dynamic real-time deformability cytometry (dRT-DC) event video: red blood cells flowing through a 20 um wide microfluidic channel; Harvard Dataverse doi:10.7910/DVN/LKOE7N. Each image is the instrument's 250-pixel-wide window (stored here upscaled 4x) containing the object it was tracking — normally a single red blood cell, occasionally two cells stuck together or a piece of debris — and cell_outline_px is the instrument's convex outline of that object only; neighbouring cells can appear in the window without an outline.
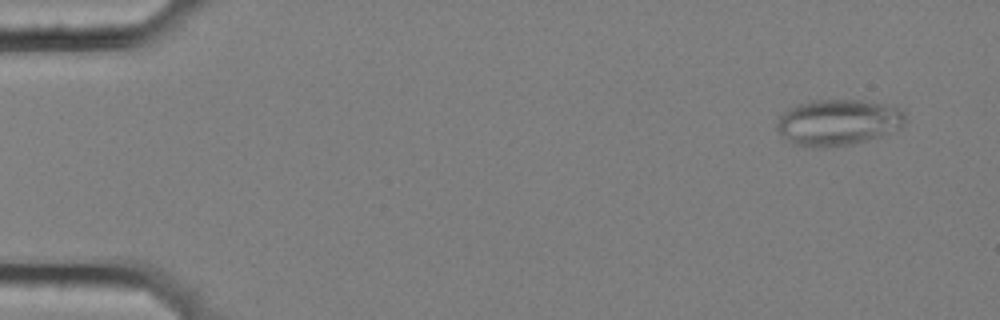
{"species": "common noctule bat (a hibernating species)", "species_latin": "Nyctalus noctula", "temperature_condition": "cold", "stored_images_in_passage": 58, "camera_frame_rate_fps": 3000, "um_per_image_px": 0.085, "animal": {"sex": "female", "body_mass_g": 25.1}, "frame": {"image": 1, "passage_image": 4, "time_ms": 1.0, "image_size_px": [1000, 320], "cell_outline_px": [[904, 124], [900, 128], [852, 144], [824, 148], [812, 148], [792, 144], [776, 128], [776, 120], [788, 108], [796, 104], [808, 100], [860, 100], [884, 104], [896, 108], [904, 112]], "centroid_in_image_um": [71.16, 10.4], "position_along_channel_um": 13.8, "area_um2": 34.33}}
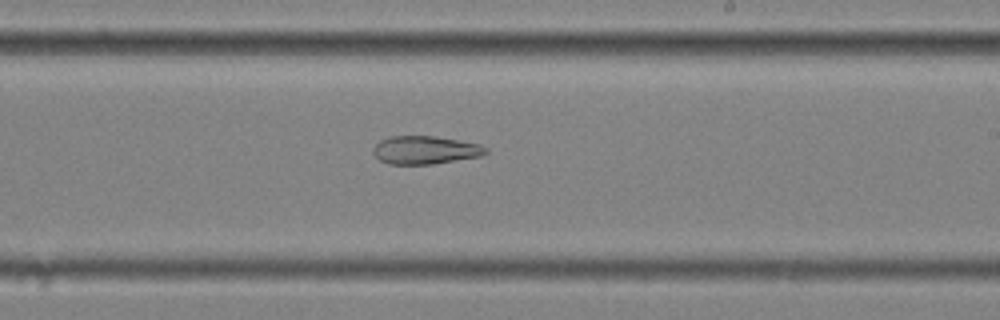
{"frame": {"image": 2, "passage_image": 35, "time_ms": 11.333, "image_size_px": [1000, 320], "cell_outline_px": [[488, 152], [480, 156], [432, 164], [388, 164], [380, 160], [372, 152], [372, 148], [380, 140], [392, 136], [436, 136], [480, 144], [488, 148]], "centroid_in_image_um": [36.13, 12.75], "position_along_channel_um": 252.9, "area_um2": 18.44}}
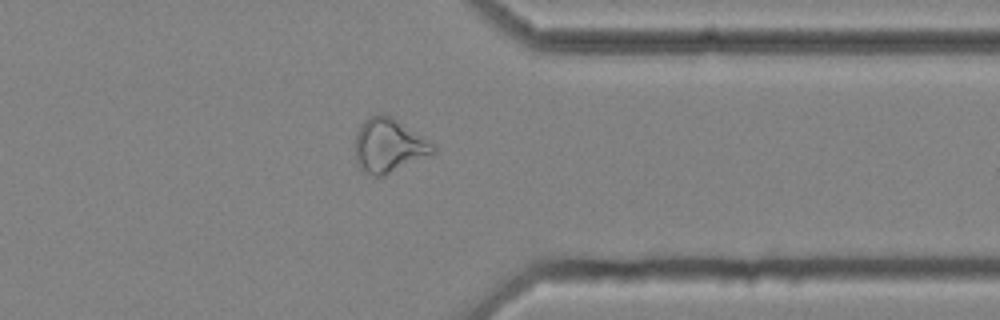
{"frame": {"image": 3, "passage_image": 46, "time_ms": 15.0, "image_size_px": [1000, 320], "cell_outline_px": [[436, 152], [384, 176], [372, 176], [364, 172], [360, 168], [356, 160], [356, 132], [360, 124], [368, 116], [392, 116], [424, 136], [436, 144]], "centroid_in_image_um": [33.07, 12.38], "position_along_channel_um": 378.3, "area_um2": 24.57}, "authors_computed_cell_mechanics": {"area_um2": 26.1256, "velocity_mm_per_s": 3.5194, "shape_relaxation_time_tau1_ms": null, "shape_relaxation_time_tau2_ms": 5.0242, "deformation_change_tau1": null, "deformation_change_tau2": 0.1404}}